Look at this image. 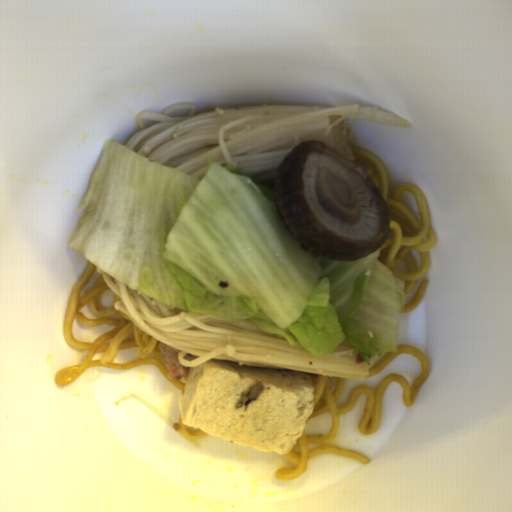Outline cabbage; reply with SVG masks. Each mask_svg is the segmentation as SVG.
Here are the masks:
<instances>
[{"mask_svg": "<svg viewBox=\"0 0 512 512\" xmlns=\"http://www.w3.org/2000/svg\"><path fill=\"white\" fill-rule=\"evenodd\" d=\"M207 159L197 179L107 140L68 246L156 302L252 323L316 355L349 344L369 365L398 352L406 283L381 249L312 258L275 192L212 150Z\"/></svg>", "mask_w": 512, "mask_h": 512, "instance_id": "4295e07d", "label": "cabbage"}]
</instances>
